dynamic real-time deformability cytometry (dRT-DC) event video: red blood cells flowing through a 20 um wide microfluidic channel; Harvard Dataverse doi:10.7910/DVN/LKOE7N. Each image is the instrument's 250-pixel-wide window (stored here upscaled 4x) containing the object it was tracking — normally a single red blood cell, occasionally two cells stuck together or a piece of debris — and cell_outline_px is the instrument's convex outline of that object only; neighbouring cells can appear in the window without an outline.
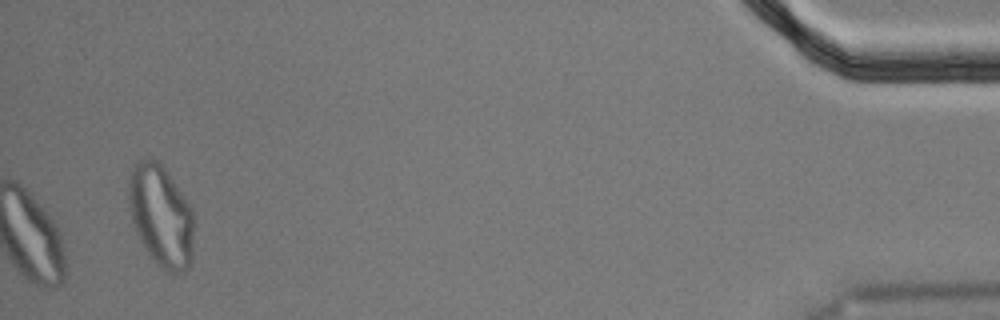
{"species": "Egyptian fruit bat (a non-hibernating species)", "species_latin": "Rousettus aegyptiacus", "temperature_condition": "cold", "stored_images_in_passage": 42, "segment_of_instrument_passage": [2, 2], "camera_frame_rate_fps": 3000, "um_per_image_px": 0.085, "animal": {"sex": "male"}, "frame": {"image": 1, "passage_image": 42, "time_ms": 13.667, "image_size_px": [1000, 320], "cell_outline_px": [[192, 264], [184, 272], [172, 272], [164, 268], [148, 252], [140, 240], [132, 220], [128, 200], [128, 188], [132, 172], [136, 164], [140, 160], [152, 156], [168, 172], [184, 196], [192, 212]], "centroid_in_image_um": [13.69, 18.32], "position_along_channel_um": 421.5, "area_um2": 37.86}}